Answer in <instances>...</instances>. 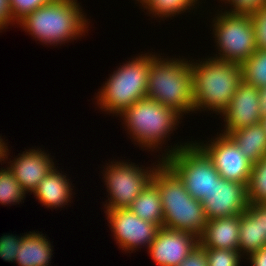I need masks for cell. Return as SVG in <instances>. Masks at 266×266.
I'll return each mask as SVG.
<instances>
[{
  "label": "cell",
  "instance_id": "obj_1",
  "mask_svg": "<svg viewBox=\"0 0 266 266\" xmlns=\"http://www.w3.org/2000/svg\"><path fill=\"white\" fill-rule=\"evenodd\" d=\"M152 182L161 197L163 227L191 232L199 237L207 221L201 201L188 193L183 181L164 161L155 169Z\"/></svg>",
  "mask_w": 266,
  "mask_h": 266
},
{
  "label": "cell",
  "instance_id": "obj_2",
  "mask_svg": "<svg viewBox=\"0 0 266 266\" xmlns=\"http://www.w3.org/2000/svg\"><path fill=\"white\" fill-rule=\"evenodd\" d=\"M198 62L191 61L194 112L213 110L221 115L243 81L242 67L212 57Z\"/></svg>",
  "mask_w": 266,
  "mask_h": 266
},
{
  "label": "cell",
  "instance_id": "obj_3",
  "mask_svg": "<svg viewBox=\"0 0 266 266\" xmlns=\"http://www.w3.org/2000/svg\"><path fill=\"white\" fill-rule=\"evenodd\" d=\"M82 12L77 0H53L27 14L17 24L45 45L65 44L88 31L89 19Z\"/></svg>",
  "mask_w": 266,
  "mask_h": 266
},
{
  "label": "cell",
  "instance_id": "obj_4",
  "mask_svg": "<svg viewBox=\"0 0 266 266\" xmlns=\"http://www.w3.org/2000/svg\"><path fill=\"white\" fill-rule=\"evenodd\" d=\"M184 59L170 60L150 54L146 96L174 109L181 116L194 112L192 65L190 60Z\"/></svg>",
  "mask_w": 266,
  "mask_h": 266
},
{
  "label": "cell",
  "instance_id": "obj_5",
  "mask_svg": "<svg viewBox=\"0 0 266 266\" xmlns=\"http://www.w3.org/2000/svg\"><path fill=\"white\" fill-rule=\"evenodd\" d=\"M145 53L115 70L96 95L100 109L120 115L125 109L147 96L150 54ZM143 55V56H142Z\"/></svg>",
  "mask_w": 266,
  "mask_h": 266
},
{
  "label": "cell",
  "instance_id": "obj_6",
  "mask_svg": "<svg viewBox=\"0 0 266 266\" xmlns=\"http://www.w3.org/2000/svg\"><path fill=\"white\" fill-rule=\"evenodd\" d=\"M119 116L124 118L123 123L130 137L132 136L140 147H147L145 150L161 149L158 145L165 142L166 137L177 129L176 125L178 126L182 119V116L174 109L165 107L148 97L135 102Z\"/></svg>",
  "mask_w": 266,
  "mask_h": 266
},
{
  "label": "cell",
  "instance_id": "obj_7",
  "mask_svg": "<svg viewBox=\"0 0 266 266\" xmlns=\"http://www.w3.org/2000/svg\"><path fill=\"white\" fill-rule=\"evenodd\" d=\"M165 152L163 161L183 181L194 199L202 201L221 178L212 161L193 141L171 145V149Z\"/></svg>",
  "mask_w": 266,
  "mask_h": 266
},
{
  "label": "cell",
  "instance_id": "obj_8",
  "mask_svg": "<svg viewBox=\"0 0 266 266\" xmlns=\"http://www.w3.org/2000/svg\"><path fill=\"white\" fill-rule=\"evenodd\" d=\"M218 12L212 25L219 55L212 58L242 65L257 51L252 16Z\"/></svg>",
  "mask_w": 266,
  "mask_h": 266
},
{
  "label": "cell",
  "instance_id": "obj_9",
  "mask_svg": "<svg viewBox=\"0 0 266 266\" xmlns=\"http://www.w3.org/2000/svg\"><path fill=\"white\" fill-rule=\"evenodd\" d=\"M163 162L161 158L156 167H146L142 169L139 165L130 162L113 161L106 166L104 171V181L109 202L104 206L106 209L128 208L136 197L152 181L155 169ZM149 169V170H148Z\"/></svg>",
  "mask_w": 266,
  "mask_h": 266
},
{
  "label": "cell",
  "instance_id": "obj_10",
  "mask_svg": "<svg viewBox=\"0 0 266 266\" xmlns=\"http://www.w3.org/2000/svg\"><path fill=\"white\" fill-rule=\"evenodd\" d=\"M210 141V144L194 143L212 161L221 178L248 186L253 163L244 156L233 139L220 133Z\"/></svg>",
  "mask_w": 266,
  "mask_h": 266
},
{
  "label": "cell",
  "instance_id": "obj_11",
  "mask_svg": "<svg viewBox=\"0 0 266 266\" xmlns=\"http://www.w3.org/2000/svg\"><path fill=\"white\" fill-rule=\"evenodd\" d=\"M105 213L116 243L129 253L142 245L149 248L160 229L153 222L139 218L129 208L106 209Z\"/></svg>",
  "mask_w": 266,
  "mask_h": 266
},
{
  "label": "cell",
  "instance_id": "obj_12",
  "mask_svg": "<svg viewBox=\"0 0 266 266\" xmlns=\"http://www.w3.org/2000/svg\"><path fill=\"white\" fill-rule=\"evenodd\" d=\"M201 203L207 219L240 215L250 204L247 185L220 178Z\"/></svg>",
  "mask_w": 266,
  "mask_h": 266
},
{
  "label": "cell",
  "instance_id": "obj_13",
  "mask_svg": "<svg viewBox=\"0 0 266 266\" xmlns=\"http://www.w3.org/2000/svg\"><path fill=\"white\" fill-rule=\"evenodd\" d=\"M198 244V237L191 232L161 227L148 253L158 266H179Z\"/></svg>",
  "mask_w": 266,
  "mask_h": 266
},
{
  "label": "cell",
  "instance_id": "obj_14",
  "mask_svg": "<svg viewBox=\"0 0 266 266\" xmlns=\"http://www.w3.org/2000/svg\"><path fill=\"white\" fill-rule=\"evenodd\" d=\"M259 88L242 81L229 106L221 113L225 122L223 134L262 121Z\"/></svg>",
  "mask_w": 266,
  "mask_h": 266
},
{
  "label": "cell",
  "instance_id": "obj_15",
  "mask_svg": "<svg viewBox=\"0 0 266 266\" xmlns=\"http://www.w3.org/2000/svg\"><path fill=\"white\" fill-rule=\"evenodd\" d=\"M41 149H29L9 163L8 168L25 193H33L40 181L54 169L53 159Z\"/></svg>",
  "mask_w": 266,
  "mask_h": 266
},
{
  "label": "cell",
  "instance_id": "obj_16",
  "mask_svg": "<svg viewBox=\"0 0 266 266\" xmlns=\"http://www.w3.org/2000/svg\"><path fill=\"white\" fill-rule=\"evenodd\" d=\"M240 215L207 219L206 228L198 237L202 248L238 250Z\"/></svg>",
  "mask_w": 266,
  "mask_h": 266
},
{
  "label": "cell",
  "instance_id": "obj_17",
  "mask_svg": "<svg viewBox=\"0 0 266 266\" xmlns=\"http://www.w3.org/2000/svg\"><path fill=\"white\" fill-rule=\"evenodd\" d=\"M266 246L261 227V204L250 203L240 214L238 251L246 256Z\"/></svg>",
  "mask_w": 266,
  "mask_h": 266
},
{
  "label": "cell",
  "instance_id": "obj_18",
  "mask_svg": "<svg viewBox=\"0 0 266 266\" xmlns=\"http://www.w3.org/2000/svg\"><path fill=\"white\" fill-rule=\"evenodd\" d=\"M70 179H66V175L60 173L56 167L52 169L45 178H43L38 187L33 192L34 197L48 208H57L67 205L72 198Z\"/></svg>",
  "mask_w": 266,
  "mask_h": 266
},
{
  "label": "cell",
  "instance_id": "obj_19",
  "mask_svg": "<svg viewBox=\"0 0 266 266\" xmlns=\"http://www.w3.org/2000/svg\"><path fill=\"white\" fill-rule=\"evenodd\" d=\"M52 247L46 235L35 231L24 233L14 262L19 266H49Z\"/></svg>",
  "mask_w": 266,
  "mask_h": 266
},
{
  "label": "cell",
  "instance_id": "obj_20",
  "mask_svg": "<svg viewBox=\"0 0 266 266\" xmlns=\"http://www.w3.org/2000/svg\"><path fill=\"white\" fill-rule=\"evenodd\" d=\"M228 135L253 164L266 156V130L262 122L241 127Z\"/></svg>",
  "mask_w": 266,
  "mask_h": 266
},
{
  "label": "cell",
  "instance_id": "obj_21",
  "mask_svg": "<svg viewBox=\"0 0 266 266\" xmlns=\"http://www.w3.org/2000/svg\"><path fill=\"white\" fill-rule=\"evenodd\" d=\"M142 220L163 227L164 215L158 187L151 181L128 207Z\"/></svg>",
  "mask_w": 266,
  "mask_h": 266
},
{
  "label": "cell",
  "instance_id": "obj_22",
  "mask_svg": "<svg viewBox=\"0 0 266 266\" xmlns=\"http://www.w3.org/2000/svg\"><path fill=\"white\" fill-rule=\"evenodd\" d=\"M241 67L244 82L258 88L266 85V49L257 50Z\"/></svg>",
  "mask_w": 266,
  "mask_h": 266
},
{
  "label": "cell",
  "instance_id": "obj_23",
  "mask_svg": "<svg viewBox=\"0 0 266 266\" xmlns=\"http://www.w3.org/2000/svg\"><path fill=\"white\" fill-rule=\"evenodd\" d=\"M198 0H148L144 5L145 9L149 14L154 15L155 17H164L170 18L184 13L186 10H191L195 6Z\"/></svg>",
  "mask_w": 266,
  "mask_h": 266
},
{
  "label": "cell",
  "instance_id": "obj_24",
  "mask_svg": "<svg viewBox=\"0 0 266 266\" xmlns=\"http://www.w3.org/2000/svg\"><path fill=\"white\" fill-rule=\"evenodd\" d=\"M247 189L249 203H266V156L253 164Z\"/></svg>",
  "mask_w": 266,
  "mask_h": 266
},
{
  "label": "cell",
  "instance_id": "obj_25",
  "mask_svg": "<svg viewBox=\"0 0 266 266\" xmlns=\"http://www.w3.org/2000/svg\"><path fill=\"white\" fill-rule=\"evenodd\" d=\"M26 193L23 191L21 185L13 176L10 169H0V204L9 205L22 202Z\"/></svg>",
  "mask_w": 266,
  "mask_h": 266
},
{
  "label": "cell",
  "instance_id": "obj_26",
  "mask_svg": "<svg viewBox=\"0 0 266 266\" xmlns=\"http://www.w3.org/2000/svg\"><path fill=\"white\" fill-rule=\"evenodd\" d=\"M206 251L208 266H240L241 257L238 250L203 248Z\"/></svg>",
  "mask_w": 266,
  "mask_h": 266
},
{
  "label": "cell",
  "instance_id": "obj_27",
  "mask_svg": "<svg viewBox=\"0 0 266 266\" xmlns=\"http://www.w3.org/2000/svg\"><path fill=\"white\" fill-rule=\"evenodd\" d=\"M53 0H9V6L13 21L18 23L27 14L42 7Z\"/></svg>",
  "mask_w": 266,
  "mask_h": 266
},
{
  "label": "cell",
  "instance_id": "obj_28",
  "mask_svg": "<svg viewBox=\"0 0 266 266\" xmlns=\"http://www.w3.org/2000/svg\"><path fill=\"white\" fill-rule=\"evenodd\" d=\"M257 50L266 49V4L251 14Z\"/></svg>",
  "mask_w": 266,
  "mask_h": 266
},
{
  "label": "cell",
  "instance_id": "obj_29",
  "mask_svg": "<svg viewBox=\"0 0 266 266\" xmlns=\"http://www.w3.org/2000/svg\"><path fill=\"white\" fill-rule=\"evenodd\" d=\"M23 236L4 234L0 237V257L7 262H14Z\"/></svg>",
  "mask_w": 266,
  "mask_h": 266
},
{
  "label": "cell",
  "instance_id": "obj_30",
  "mask_svg": "<svg viewBox=\"0 0 266 266\" xmlns=\"http://www.w3.org/2000/svg\"><path fill=\"white\" fill-rule=\"evenodd\" d=\"M230 10H225L232 14H253L266 4V0H227Z\"/></svg>",
  "mask_w": 266,
  "mask_h": 266
},
{
  "label": "cell",
  "instance_id": "obj_31",
  "mask_svg": "<svg viewBox=\"0 0 266 266\" xmlns=\"http://www.w3.org/2000/svg\"><path fill=\"white\" fill-rule=\"evenodd\" d=\"M179 266H208L206 251L198 244Z\"/></svg>",
  "mask_w": 266,
  "mask_h": 266
},
{
  "label": "cell",
  "instance_id": "obj_32",
  "mask_svg": "<svg viewBox=\"0 0 266 266\" xmlns=\"http://www.w3.org/2000/svg\"><path fill=\"white\" fill-rule=\"evenodd\" d=\"M9 6V0H0V30L14 24Z\"/></svg>",
  "mask_w": 266,
  "mask_h": 266
},
{
  "label": "cell",
  "instance_id": "obj_33",
  "mask_svg": "<svg viewBox=\"0 0 266 266\" xmlns=\"http://www.w3.org/2000/svg\"><path fill=\"white\" fill-rule=\"evenodd\" d=\"M251 266H266V246L247 256Z\"/></svg>",
  "mask_w": 266,
  "mask_h": 266
},
{
  "label": "cell",
  "instance_id": "obj_34",
  "mask_svg": "<svg viewBox=\"0 0 266 266\" xmlns=\"http://www.w3.org/2000/svg\"><path fill=\"white\" fill-rule=\"evenodd\" d=\"M260 92V110L262 116H266V85L259 88Z\"/></svg>",
  "mask_w": 266,
  "mask_h": 266
},
{
  "label": "cell",
  "instance_id": "obj_35",
  "mask_svg": "<svg viewBox=\"0 0 266 266\" xmlns=\"http://www.w3.org/2000/svg\"><path fill=\"white\" fill-rule=\"evenodd\" d=\"M1 138L0 136V163L2 161H6L8 159V154H9V150L7 149L8 146L6 145L7 143H5V141Z\"/></svg>",
  "mask_w": 266,
  "mask_h": 266
},
{
  "label": "cell",
  "instance_id": "obj_36",
  "mask_svg": "<svg viewBox=\"0 0 266 266\" xmlns=\"http://www.w3.org/2000/svg\"><path fill=\"white\" fill-rule=\"evenodd\" d=\"M261 204V227L264 237L266 238V203Z\"/></svg>",
  "mask_w": 266,
  "mask_h": 266
},
{
  "label": "cell",
  "instance_id": "obj_37",
  "mask_svg": "<svg viewBox=\"0 0 266 266\" xmlns=\"http://www.w3.org/2000/svg\"><path fill=\"white\" fill-rule=\"evenodd\" d=\"M136 1H138V3H141L142 6H144L148 0H136Z\"/></svg>",
  "mask_w": 266,
  "mask_h": 266
},
{
  "label": "cell",
  "instance_id": "obj_38",
  "mask_svg": "<svg viewBox=\"0 0 266 266\" xmlns=\"http://www.w3.org/2000/svg\"><path fill=\"white\" fill-rule=\"evenodd\" d=\"M262 123H263V125H264V127H265V130H266V116H264L263 118H262V121H261Z\"/></svg>",
  "mask_w": 266,
  "mask_h": 266
}]
</instances>
